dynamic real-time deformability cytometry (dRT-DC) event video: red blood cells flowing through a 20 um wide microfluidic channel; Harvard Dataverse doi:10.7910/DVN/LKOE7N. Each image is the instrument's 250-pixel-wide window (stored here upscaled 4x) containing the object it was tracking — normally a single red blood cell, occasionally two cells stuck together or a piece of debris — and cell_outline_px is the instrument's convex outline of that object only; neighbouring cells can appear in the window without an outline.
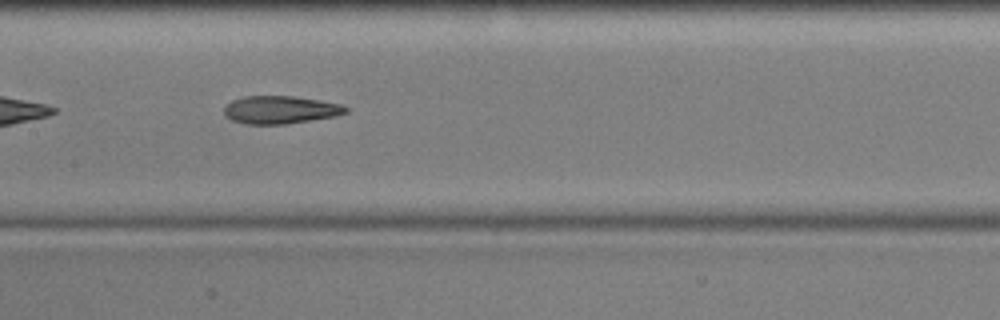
{"species": "common noctule bat (a hibernating species)", "species_latin": "Nyctalus noctula", "temperature_condition": "cold", "stored_images_in_passage": 41, "camera_frame_rate_fps": 3000, "um_per_image_px": 0.085, "animal": {"sex": "male", "body_mass_g": 17.9, "forearm_length_mm": 54.2}, "frame": {"image": 1, "passage_image": 12, "time_ms": 3.667, "image_size_px": [1000, 320], "cell_outline_px": [[348, 112], [336, 116], [284, 124], [244, 124], [232, 120], [224, 116], [224, 108], [232, 100], [244, 96], [292, 96], [320, 100], [340, 104], [348, 108]], "centroid_in_image_um": [23.81, 9.33], "position_along_channel_um": 183.6, "area_um2": 19.71}, "authors_computed_cell_mechanics": {"area_um2": 20.4034, "velocity_mm_per_s": 3.6025, "shape_relaxation_time_tau1_ms": 6.6631, "shape_relaxation_time_tau2_ms": 3.4136, "deformation_change_tau1": 0.2, "deformation_change_tau2": 0.1415}}